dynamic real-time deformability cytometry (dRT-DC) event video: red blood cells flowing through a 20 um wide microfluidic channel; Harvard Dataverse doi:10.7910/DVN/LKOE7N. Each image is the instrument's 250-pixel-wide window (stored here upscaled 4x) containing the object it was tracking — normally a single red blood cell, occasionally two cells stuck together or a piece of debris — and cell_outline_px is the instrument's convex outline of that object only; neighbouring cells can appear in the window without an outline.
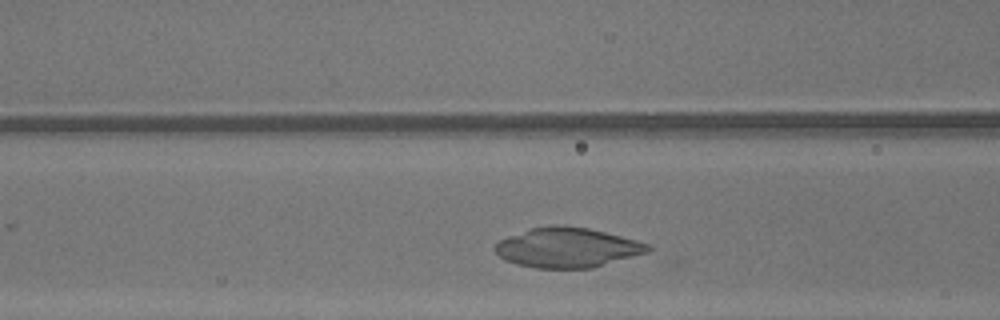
{"species": "common noctule bat (a hibernating species)", "species_latin": "Nyctalus noctula", "temperature_condition": "warm", "stored_images_in_passage": 26, "camera_frame_rate_fps": 3000, "um_per_image_px": 0.085, "animal": {"sex": "male", "body_mass_g": 13.3}, "frame": {"image": 1, "passage_image": 8, "time_ms": 2.333, "image_size_px": [1000, 320], "cell_outline_px": [[652, 248], [648, 252], [592, 268], [536, 268], [516, 264], [504, 260], [496, 252], [496, 244], [500, 240], [508, 236], [532, 228], [552, 224], [560, 224], [588, 228], [636, 240], [648, 244]], "centroid_in_image_um": [48.21, 21.04], "position_along_channel_um": 118.4, "area_um2": 35.26}}
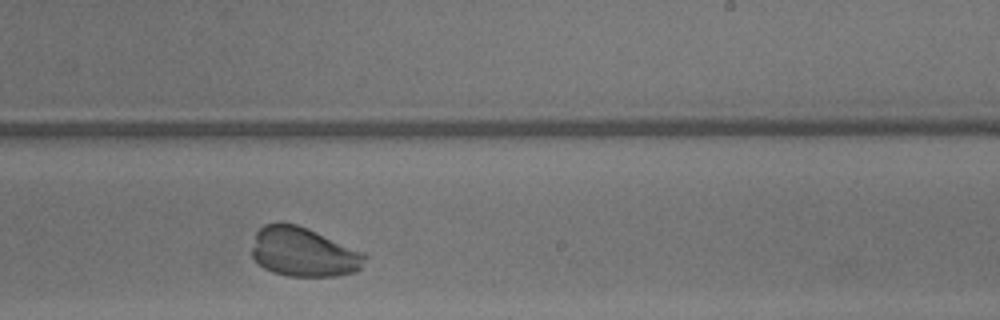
{"frame": {"image": 2, "passage_image": 18, "time_ms": 5.667, "image_size_px": [1000, 320], "cell_outline_px": [[368, 256], [360, 268], [356, 272], [336, 276], [288, 276], [272, 272], [264, 268], [252, 256], [252, 248], [256, 232], [264, 224], [276, 220], [280, 220], [296, 224], [308, 228], [360, 252]], "centroid_in_image_um": [25.74, 21.41], "position_along_channel_um": 263.3, "area_um2": 32.43}}
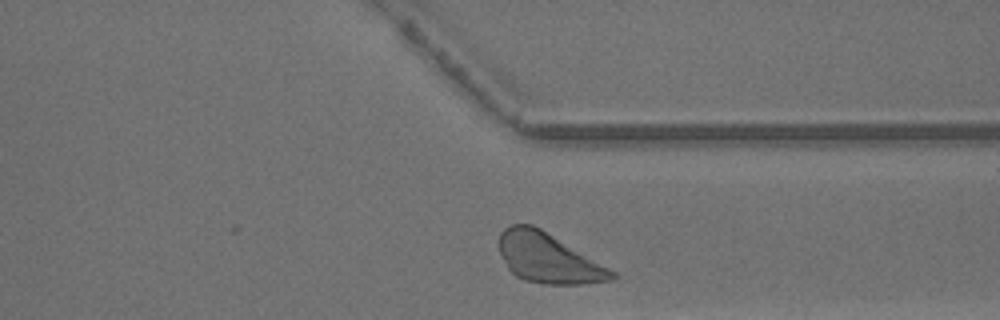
{"frame": {"image": 3, "passage_image": 25, "time_ms": 8.0, "image_size_px": [1000, 320], "cell_outline_px": [[616, 276], [612, 280], [584, 284], [544, 284], [524, 280], [516, 276], [508, 268], [496, 244], [500, 232], [504, 228], [512, 224], [532, 224], [540, 228], [616, 272]], "centroid_in_image_um": [46.55, 21.93], "position_along_channel_um": 364.8, "area_um2": 32.6}}